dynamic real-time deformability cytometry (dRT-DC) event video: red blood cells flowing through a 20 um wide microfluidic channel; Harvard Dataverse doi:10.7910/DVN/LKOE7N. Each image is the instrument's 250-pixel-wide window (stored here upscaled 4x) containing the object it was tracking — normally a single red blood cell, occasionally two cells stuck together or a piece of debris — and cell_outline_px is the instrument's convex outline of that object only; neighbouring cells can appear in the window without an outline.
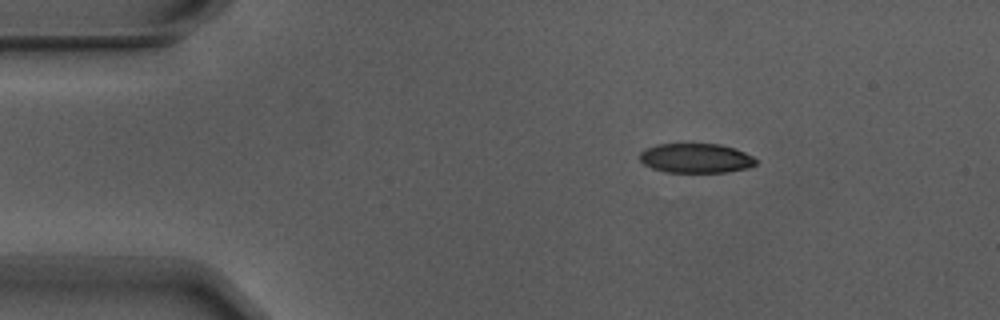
{"species": "Egyptian fruit bat (a non-hibernating species)", "species_latin": "Rousettus aegyptiacus", "temperature_condition": "warm", "stored_images_in_passage": 5, "segment_of_instrument_passage": [1, 2], "camera_frame_rate_fps": 3000, "um_per_image_px": 0.085, "animal": {"sex": "male"}, "frame": {"image": 1, "passage_image": 2, "time_ms": 0.333, "image_size_px": [1000, 320], "cell_outline_px": [[756, 164], [748, 168], [728, 172], [668, 172], [652, 168], [644, 164], [640, 160], [640, 152], [644, 148], [656, 144], [720, 144], [736, 148], [752, 156], [756, 160]], "centroid_in_image_um": [59.14, 13.44], "position_along_channel_um": 25.9, "area_um2": 20.06}}